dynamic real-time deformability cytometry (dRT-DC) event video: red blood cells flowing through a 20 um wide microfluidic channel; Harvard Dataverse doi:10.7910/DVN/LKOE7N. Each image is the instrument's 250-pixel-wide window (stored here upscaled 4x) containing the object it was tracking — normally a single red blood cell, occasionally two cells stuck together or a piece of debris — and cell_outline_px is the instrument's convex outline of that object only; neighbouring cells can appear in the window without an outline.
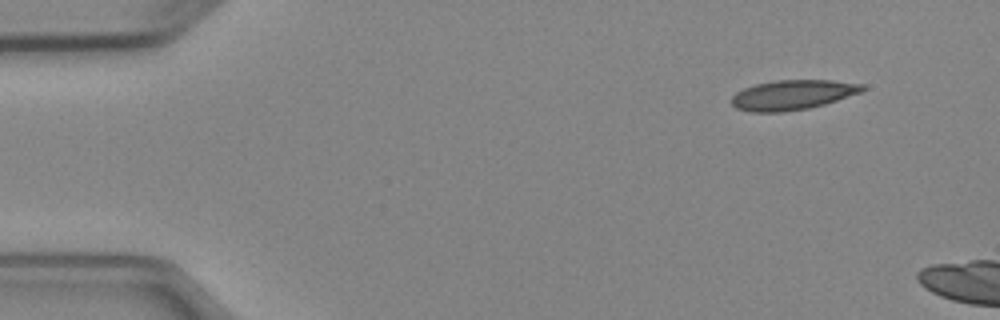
{"species": "Egyptian fruit bat (a non-hibernating species)", "species_latin": "Rousettus aegyptiacus", "temperature_condition": "cold", "stored_images_in_passage": 3, "camera_frame_rate_fps": 3000, "um_per_image_px": 0.085, "animal": {"sex": "female"}, "frame": {"image": 1, "passage_image": 1, "time_ms": 0.0, "image_size_px": [1000, 320], "cell_outline_px": [[864, 88], [860, 92], [824, 104], [808, 108], [784, 112], [748, 112], [736, 108], [732, 104], [732, 96], [736, 92], [744, 88], [756, 84], [776, 80], [832, 80], [864, 84]], "centroid_in_image_um": [67.33, 8.06], "position_along_channel_um": 17.7, "area_um2": 22.6}}